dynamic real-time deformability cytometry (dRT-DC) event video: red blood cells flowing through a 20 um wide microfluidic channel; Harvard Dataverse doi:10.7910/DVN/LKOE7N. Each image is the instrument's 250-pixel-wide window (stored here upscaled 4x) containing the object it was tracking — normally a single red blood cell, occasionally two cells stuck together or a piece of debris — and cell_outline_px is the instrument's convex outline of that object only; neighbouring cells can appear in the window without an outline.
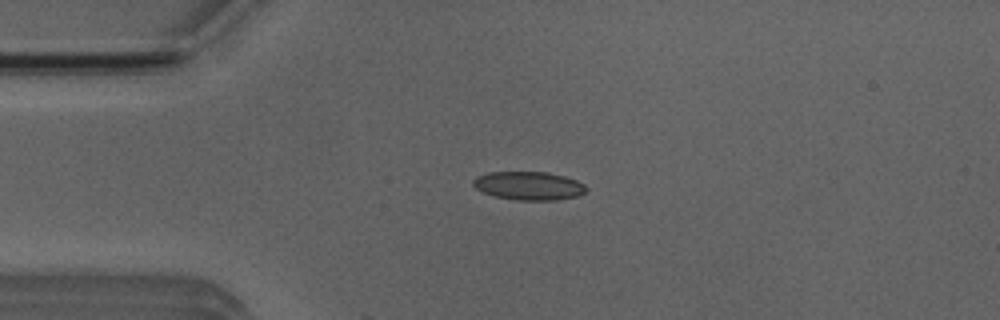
{"species": "Egyptian fruit bat (a non-hibernating species)", "species_latin": "Rousettus aegyptiacus", "temperature_condition": "room temperature", "stored_images_in_passage": 5, "camera_frame_rate_fps": 3000, "um_per_image_px": 0.085, "animal": {"sex": "male"}, "frame": {"image": 1, "passage_image": 2, "time_ms": 1.0, "image_size_px": [1000, 320], "cell_outline_px": [[588, 188], [580, 196], [556, 200], [516, 200], [492, 196], [476, 188], [472, 184], [472, 180], [476, 176], [488, 172], [548, 172], [564, 176], [576, 180], [584, 184]], "centroid_in_image_um": [44.94, 15.79], "position_along_channel_um": 40.1, "area_um2": 18.9}}